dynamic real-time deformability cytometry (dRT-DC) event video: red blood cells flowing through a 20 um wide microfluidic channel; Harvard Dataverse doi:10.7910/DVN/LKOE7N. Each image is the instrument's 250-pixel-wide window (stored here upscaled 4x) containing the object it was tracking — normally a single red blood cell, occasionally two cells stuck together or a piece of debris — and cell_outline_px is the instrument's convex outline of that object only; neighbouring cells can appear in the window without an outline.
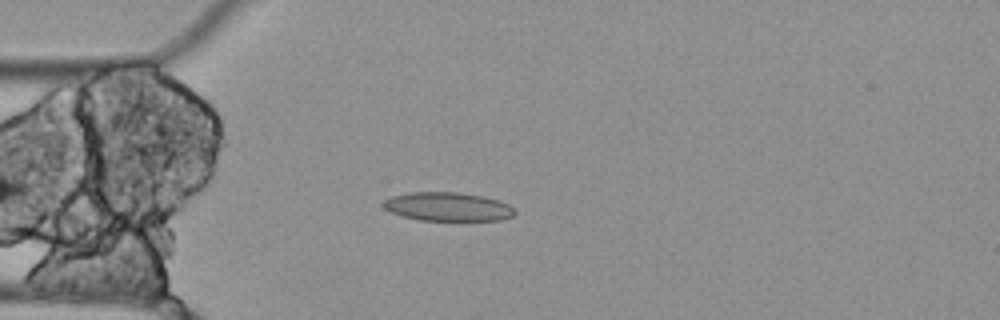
{"species": "Egyptian fruit bat (a non-hibernating species)", "species_latin": "Rousettus aegyptiacus", "temperature_condition": "cold", "stored_images_in_passage": 1, "camera_frame_rate_fps": 3000, "um_per_image_px": 0.085, "animal": {"sex": "female"}, "frame": {"image": 1, "passage_image": 1, "time_ms": 0.0, "image_size_px": [1000, 320], "cell_outline_px": [[516, 212], [512, 216], [500, 220], [420, 220], [404, 216], [392, 212], [384, 208], [380, 204], [384, 200], [392, 196], [408, 192], [460, 192], [484, 196], [508, 204]], "centroid_in_image_um": [38.03, 17.56], "position_along_channel_um": 47.0, "area_um2": 21.91}}